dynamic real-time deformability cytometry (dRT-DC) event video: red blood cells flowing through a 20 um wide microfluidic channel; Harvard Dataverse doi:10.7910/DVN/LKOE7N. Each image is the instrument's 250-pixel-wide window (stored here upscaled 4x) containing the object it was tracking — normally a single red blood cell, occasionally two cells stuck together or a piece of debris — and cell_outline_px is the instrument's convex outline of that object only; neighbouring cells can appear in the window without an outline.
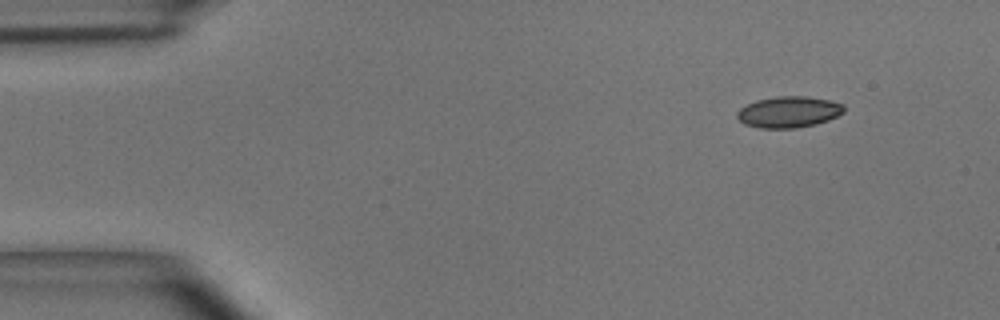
{"species": "common noctule bat (a hibernating species)", "species_latin": "Nyctalus noctula", "temperature_condition": "room temperature", "stored_images_in_passage": 45, "camera_frame_rate_fps": 3000, "um_per_image_px": 0.085, "animal": {"sex": "male", "body_mass_g": 15.6}, "frame": {"image": 1, "passage_image": 1, "time_ms": 0.0, "image_size_px": [1000, 320], "cell_outline_px": [[844, 112], [828, 120], [816, 124], [796, 128], [760, 128], [744, 124], [736, 116], [736, 112], [740, 108], [756, 100], [776, 96], [804, 96], [828, 100], [844, 104]], "centroid_in_image_um": [67.02, 9.52], "position_along_channel_um": 18.0, "area_um2": 19.42}}
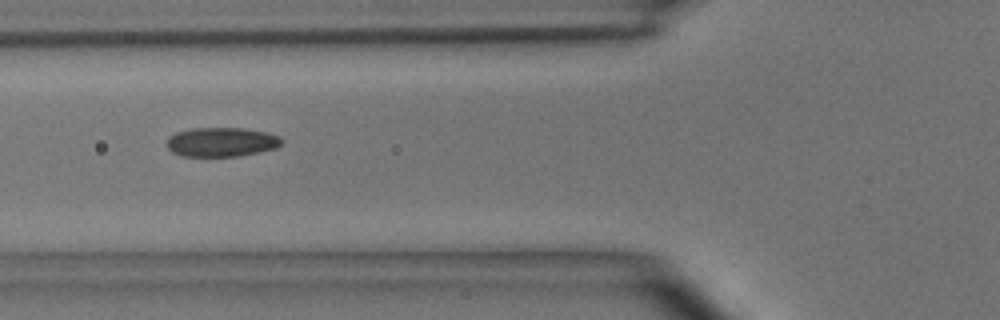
{"frame": {"image": 2, "passage_image": 14, "time_ms": 4.333, "image_size_px": [1000, 320], "cell_outline_px": [[284, 140], [276, 148], [260, 152], [236, 156], [180, 156], [172, 152], [168, 148], [168, 136], [176, 132], [192, 128], [244, 128], [268, 132], [280, 136]], "centroid_in_image_um": [18.84, 12.06], "position_along_channel_um": 107.0, "area_um2": 19.71}}
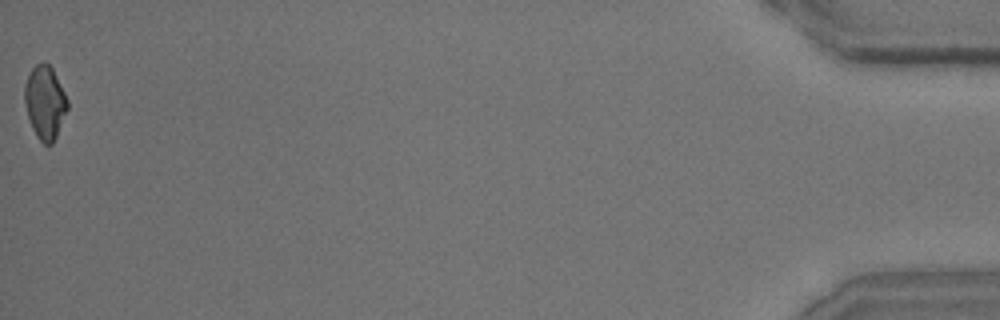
{"frame": {"image": 3, "passage_image": 45, "time_ms": 14.667, "image_size_px": [1000, 320], "cell_outline_px": [[68, 108], [56, 136], [52, 144], [44, 144], [36, 136], [32, 128], [28, 116], [24, 100], [24, 84], [32, 68], [36, 64], [44, 60], [52, 68], [68, 100]], "centroid_in_image_um": [3.81, 8.68], "position_along_channel_um": 431.4, "area_um2": 18.21}, "authors_computed_cell_mechanics": {"area_um2": 19.4786, "velocity_mm_per_s": 4.0586, "shape_relaxation_time_tau1_ms": 6.4519, "shape_relaxation_time_tau2_ms": 1.9586, "deformation_change_tau1": 0.1308, "deformation_change_tau2": 0.0757}}